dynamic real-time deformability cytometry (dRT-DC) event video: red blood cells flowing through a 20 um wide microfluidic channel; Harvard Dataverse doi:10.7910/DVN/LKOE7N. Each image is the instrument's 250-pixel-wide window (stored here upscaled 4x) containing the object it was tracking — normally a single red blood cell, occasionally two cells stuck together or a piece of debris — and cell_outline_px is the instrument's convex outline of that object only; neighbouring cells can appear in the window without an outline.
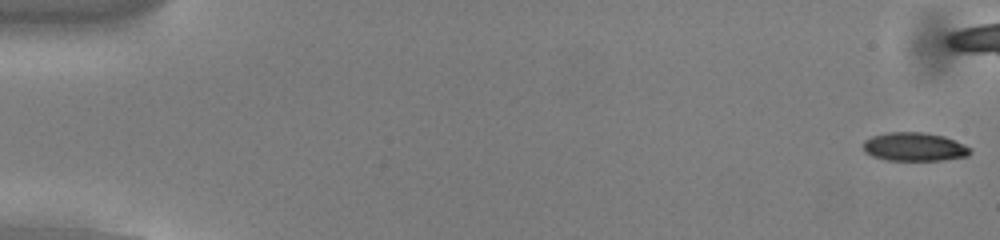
{"species": "common noctule bat (a hibernating species)", "species_latin": "Nyctalus noctula", "temperature_condition": "cold", "stored_images_in_passage": 44, "camera_frame_rate_fps": 3000, "um_per_image_px": 0.085, "animal": {"sex": "male", "body_mass_g": 13.0, "forearm_length_mm": 53.1}, "frame": {"image": 1, "passage_image": 1, "time_ms": 0.0, "image_size_px": [1000, 240], "cell_outline_px": [[972, 152], [968, 156], [944, 160], [888, 160], [872, 156], [864, 152], [864, 140], [872, 136], [888, 132], [924, 132], [944, 136], [964, 144], [972, 148]], "centroid_in_image_um": [77.75, 12.48], "position_along_channel_um": 7.3, "area_um2": 17.92}}
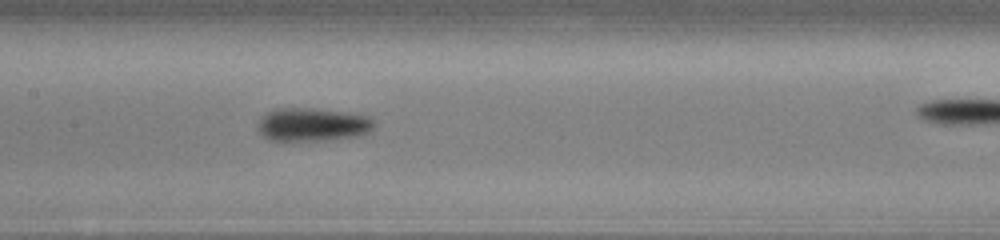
{"frame": {"image": 2, "passage_image": 27, "time_ms": 8.667, "image_size_px": [1000, 240], "cell_outline_px": [[376, 124], [372, 132], [356, 136], [328, 140], [272, 140], [264, 136], [256, 128], [256, 124], [268, 112], [276, 108], [312, 108], [368, 116]], "centroid_in_image_um": [26.58, 10.59], "position_along_channel_um": 180.8, "area_um2": 22.43}}
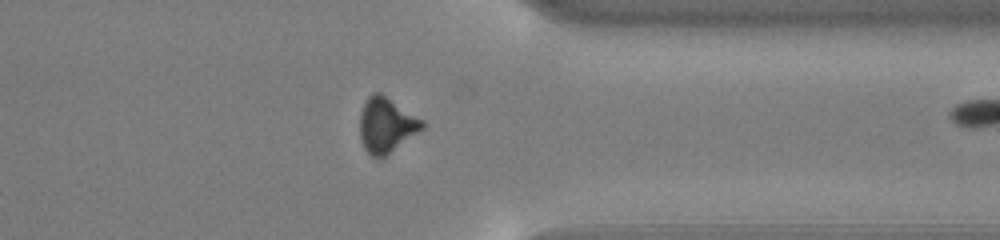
{"frame": {"image": 3, "passage_image": 43, "time_ms": 14.0, "image_size_px": [1000, 240], "cell_outline_px": [[424, 128], [380, 160], [376, 160], [364, 148], [360, 136], [360, 112], [368, 96], [372, 92], [380, 92], [424, 120]], "centroid_in_image_um": [32.83, 10.64], "position_along_channel_um": 378.6, "area_um2": 20.11}}